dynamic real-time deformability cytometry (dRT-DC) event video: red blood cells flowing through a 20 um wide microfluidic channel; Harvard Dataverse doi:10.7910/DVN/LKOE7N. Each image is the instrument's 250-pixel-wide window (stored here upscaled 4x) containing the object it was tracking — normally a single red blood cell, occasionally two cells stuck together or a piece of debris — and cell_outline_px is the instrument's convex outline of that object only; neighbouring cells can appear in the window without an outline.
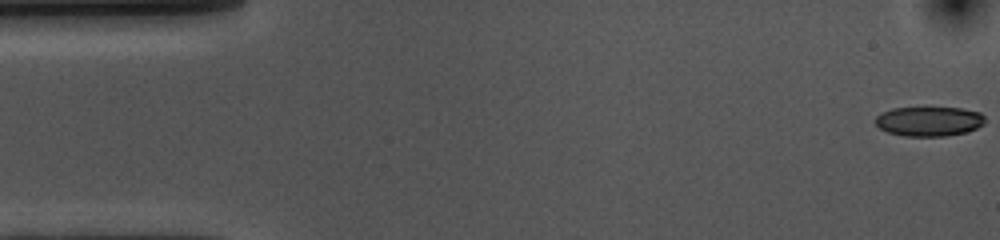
{"species": "common noctule bat (a hibernating species)", "species_latin": "Nyctalus noctula", "temperature_condition": "cold", "stored_images_in_passage": 55, "camera_frame_rate_fps": 3000, "um_per_image_px": 0.085, "animal": {"sex": "female", "body_mass_g": 10.0, "forearm_length_mm": 53.1}, "frame": {"image": 1, "passage_image": 1, "time_ms": 0.0, "image_size_px": [1000, 240], "cell_outline_px": [[984, 124], [976, 128], [964, 132], [944, 136], [904, 136], [888, 132], [880, 128], [876, 124], [876, 116], [892, 108], [960, 108], [980, 112], [984, 116]], "centroid_in_image_um": [78.97, 10.31], "position_along_channel_um": 6.0, "area_um2": 18.67}}
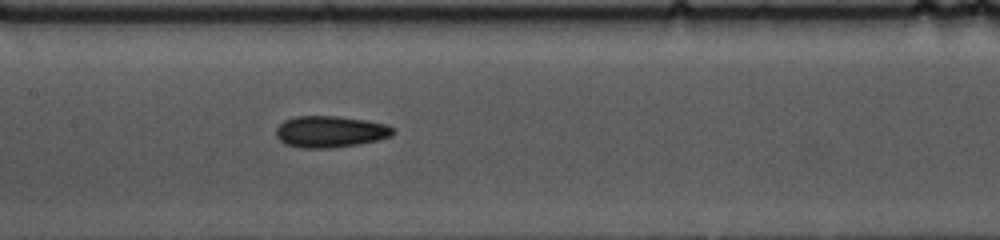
{"frame": {"image": 2, "passage_image": 25, "time_ms": 8.0, "image_size_px": [1000, 240], "cell_outline_px": [[396, 132], [392, 136], [380, 140], [360, 144], [328, 148], [300, 148], [284, 144], [276, 136], [276, 128], [284, 120], [296, 116], [340, 116], [388, 124]], "centroid_in_image_um": [28.09, 11.19], "position_along_channel_um": 179.3, "area_um2": 21.73}}
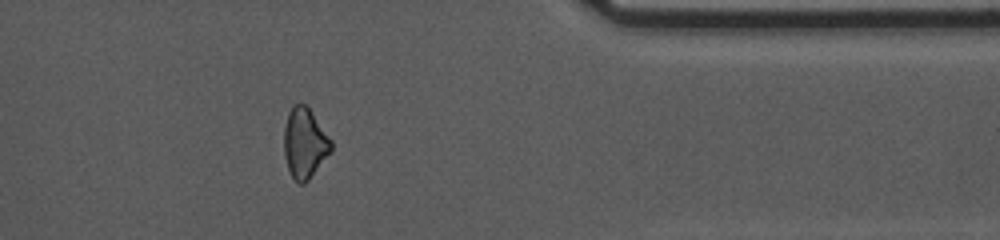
{"frame": {"image": 3, "passage_image": 44, "time_ms": 14.333, "image_size_px": [1000, 240], "cell_outline_px": [[332, 152], [308, 180], [304, 184], [300, 184], [292, 176], [288, 168], [284, 156], [284, 128], [288, 112], [292, 104], [304, 104], [312, 112], [332, 140]], "centroid_in_image_um": [25.9, 12.17], "position_along_channel_um": 385.5, "area_um2": 19.36}, "authors_computed_cell_mechanics": {"area_um2": 20.4612, "velocity_mm_per_s": 3.6102, "shape_relaxation_time_tau1_ms": 7.7423, "shape_relaxation_time_tau2_ms": 5.7281, "deformation_change_tau1": 0.1402, "deformation_change_tau2": 0.1393}}